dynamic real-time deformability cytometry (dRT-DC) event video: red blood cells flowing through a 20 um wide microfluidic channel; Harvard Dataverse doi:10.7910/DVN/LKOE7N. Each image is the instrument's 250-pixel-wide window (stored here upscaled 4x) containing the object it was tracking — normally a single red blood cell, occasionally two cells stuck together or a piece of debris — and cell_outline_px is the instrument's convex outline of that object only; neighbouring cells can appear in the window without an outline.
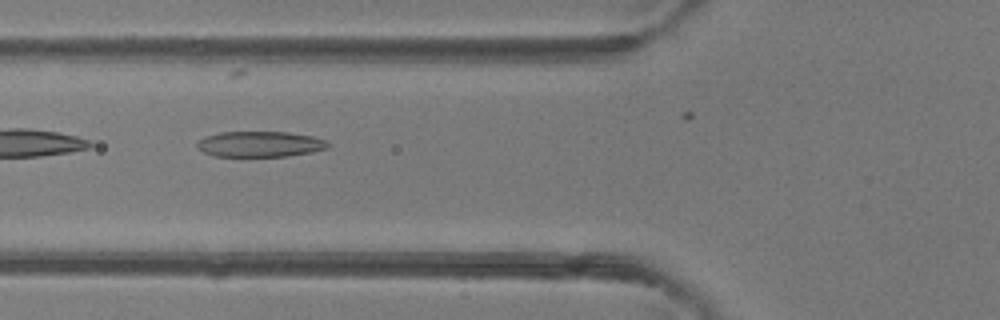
{"species": "common noctule bat (a hibernating species)", "species_latin": "Nyctalus noctula", "temperature_condition": "room temperature", "stored_images_in_passage": 24, "camera_frame_rate_fps": 3000, "um_per_image_px": 0.085, "animal": {"sex": "female"}, "frame": {"image": 1, "passage_image": 4, "time_ms": 1.0, "image_size_px": [1000, 320], "cell_outline_px": [[328, 148], [312, 152], [288, 156], [216, 156], [204, 152], [196, 148], [196, 144], [204, 136], [220, 132], [288, 132], [312, 136], [328, 140]], "centroid_in_image_um": [22.1, 12.24], "position_along_channel_um": 103.7, "area_um2": 19.59}}
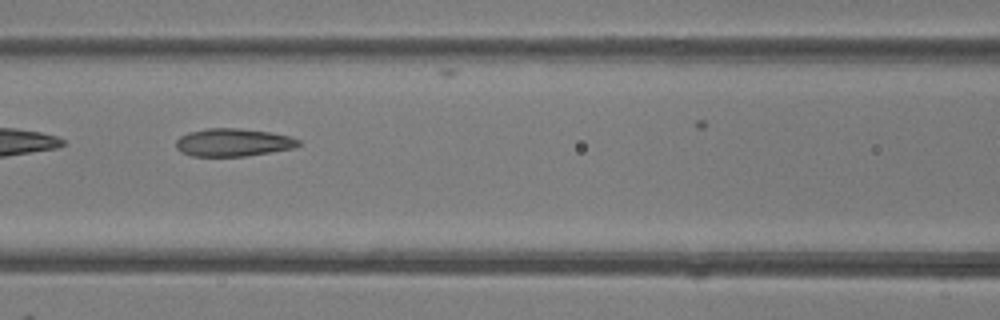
{"frame": {"image": 2, "passage_image": 7, "time_ms": 2.0, "image_size_px": [1000, 320], "cell_outline_px": [[300, 144], [296, 148], [244, 156], [192, 156], [180, 152], [176, 148], [176, 140], [180, 136], [188, 132], [204, 128], [240, 128], [268, 132], [288, 136], [300, 140]], "centroid_in_image_um": [19.78, 12.1], "position_along_channel_um": 146.8, "area_um2": 19.94}}
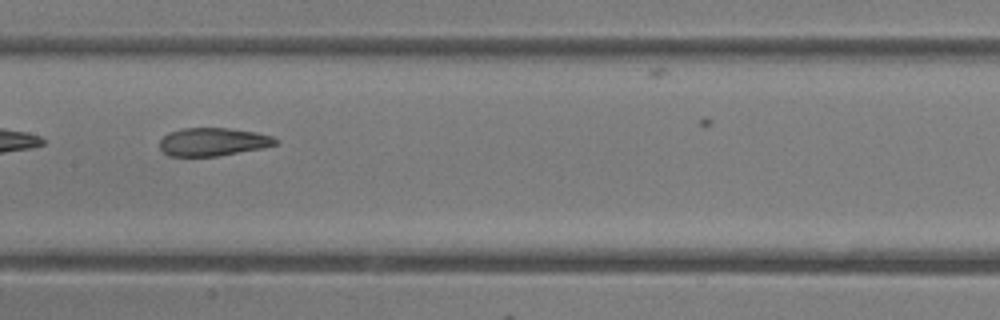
{"frame": {"image": 3, "passage_image": 10, "time_ms": 3.0, "image_size_px": [1000, 320], "cell_outline_px": [[280, 140], [276, 144], [264, 148], [216, 156], [168, 156], [160, 148], [160, 140], [168, 132], [184, 128], [228, 128], [256, 132], [272, 136]], "centroid_in_image_um": [18.12, 12.05], "position_along_channel_um": 189.3, "area_um2": 19.02}}